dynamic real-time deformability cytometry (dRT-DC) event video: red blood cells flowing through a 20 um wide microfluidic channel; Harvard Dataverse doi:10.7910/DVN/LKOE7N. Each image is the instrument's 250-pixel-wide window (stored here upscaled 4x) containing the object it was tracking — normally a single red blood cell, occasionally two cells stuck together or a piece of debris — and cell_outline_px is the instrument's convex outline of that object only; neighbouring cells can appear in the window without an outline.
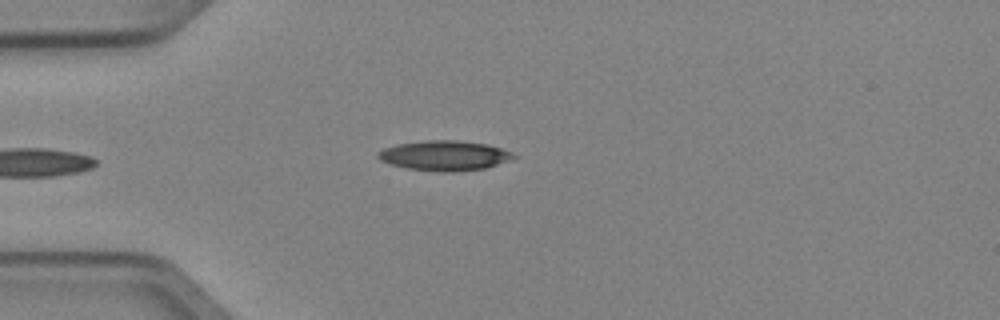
{"species": "Egyptian fruit bat (a non-hibernating species)", "species_latin": "Rousettus aegyptiacus", "temperature_condition": "cold", "stored_images_in_passage": 4, "camera_frame_rate_fps": 3000, "um_per_image_px": 0.085, "animal": {"sex": "female"}, "frame": {"image": 1, "passage_image": 4, "time_ms": 1.0, "image_size_px": [1000, 320], "cell_outline_px": [[516, 156], [508, 160], [484, 168], [452, 172], [440, 172], [408, 168], [392, 164], [380, 160], [376, 156], [376, 152], [384, 148], [396, 144], [428, 140], [456, 140], [488, 144], [512, 152]], "centroid_in_image_um": [37.74, 13.21], "position_along_channel_um": 47.3, "area_um2": 23.47}}